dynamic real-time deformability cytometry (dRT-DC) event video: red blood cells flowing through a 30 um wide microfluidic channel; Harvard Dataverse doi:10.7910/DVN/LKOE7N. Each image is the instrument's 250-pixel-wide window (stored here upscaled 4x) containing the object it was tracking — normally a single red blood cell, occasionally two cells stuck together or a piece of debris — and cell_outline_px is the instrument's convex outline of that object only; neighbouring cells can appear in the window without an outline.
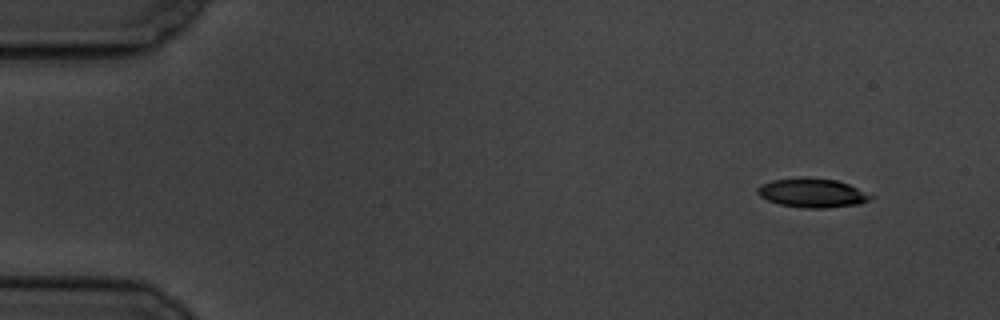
{"species": "common noctule bat (a hibernating species)", "species_latin": "Nyctalus noctula", "temperature_condition": "cold", "stored_images_in_passage": 5, "camera_frame_rate_fps": 3000, "um_per_image_px": 0.085, "animal": {"sex": "male", "body_mass_g": 19.5, "forearm_length_mm": 54.6}, "frame": {"image": 1, "passage_image": 1, "time_ms": 0.0, "image_size_px": [1000, 320], "cell_outline_px": [[876, 196], [872, 200], [860, 204], [828, 208], [804, 208], [780, 204], [768, 200], [760, 196], [756, 192], [756, 188], [760, 184], [772, 180], [800, 176], [804, 176], [836, 180], [848, 184]], "centroid_in_image_um": [69.06, 16.39], "position_along_channel_um": 15.9, "area_um2": 19.59}}
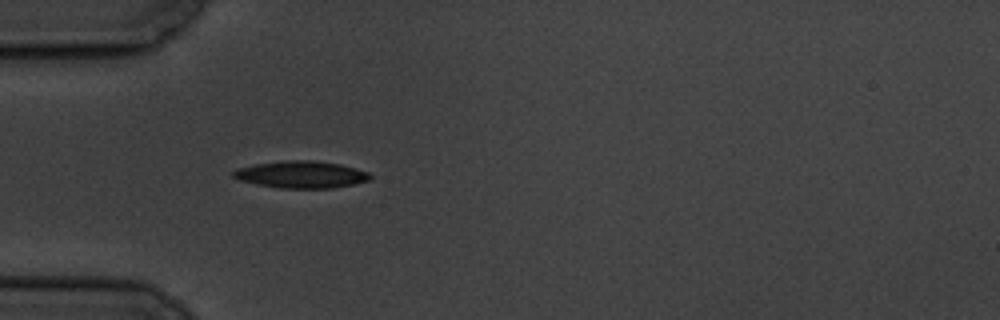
{"frame": {"image": 2, "passage_image": 5, "time_ms": 4.333, "image_size_px": [1000, 320], "cell_outline_px": [[372, 176], [368, 180], [352, 184], [332, 188], [280, 188], [256, 184], [240, 180], [232, 176], [232, 172], [236, 168], [256, 164], [284, 160], [312, 160], [340, 164], [356, 168], [368, 172]], "centroid_in_image_um": [25.58, 14.83], "position_along_channel_um": 59.4, "area_um2": 21.5}}